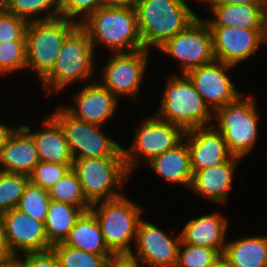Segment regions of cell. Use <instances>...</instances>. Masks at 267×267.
Listing matches in <instances>:
<instances>
[{
	"label": "cell",
	"instance_id": "cell-1",
	"mask_svg": "<svg viewBox=\"0 0 267 267\" xmlns=\"http://www.w3.org/2000/svg\"><path fill=\"white\" fill-rule=\"evenodd\" d=\"M79 25L93 47L101 44L114 53L144 49L135 8L101 6Z\"/></svg>",
	"mask_w": 267,
	"mask_h": 267
},
{
	"label": "cell",
	"instance_id": "cell-2",
	"mask_svg": "<svg viewBox=\"0 0 267 267\" xmlns=\"http://www.w3.org/2000/svg\"><path fill=\"white\" fill-rule=\"evenodd\" d=\"M136 13L144 49H158L198 16L184 0H138Z\"/></svg>",
	"mask_w": 267,
	"mask_h": 267
},
{
	"label": "cell",
	"instance_id": "cell-3",
	"mask_svg": "<svg viewBox=\"0 0 267 267\" xmlns=\"http://www.w3.org/2000/svg\"><path fill=\"white\" fill-rule=\"evenodd\" d=\"M166 86L159 114H156L158 118L178 125L185 132L213 125L214 112L209 109L186 74H182V77L171 76ZM211 120L213 121L210 122Z\"/></svg>",
	"mask_w": 267,
	"mask_h": 267
},
{
	"label": "cell",
	"instance_id": "cell-4",
	"mask_svg": "<svg viewBox=\"0 0 267 267\" xmlns=\"http://www.w3.org/2000/svg\"><path fill=\"white\" fill-rule=\"evenodd\" d=\"M94 47L87 32L78 25L64 40L51 71L41 80L50 95L75 81L90 79L95 71ZM53 89V90H52Z\"/></svg>",
	"mask_w": 267,
	"mask_h": 267
},
{
	"label": "cell",
	"instance_id": "cell-5",
	"mask_svg": "<svg viewBox=\"0 0 267 267\" xmlns=\"http://www.w3.org/2000/svg\"><path fill=\"white\" fill-rule=\"evenodd\" d=\"M94 213L106 246L113 254H130L131 241H136L137 226L143 209L124 195L93 203Z\"/></svg>",
	"mask_w": 267,
	"mask_h": 267
},
{
	"label": "cell",
	"instance_id": "cell-6",
	"mask_svg": "<svg viewBox=\"0 0 267 267\" xmlns=\"http://www.w3.org/2000/svg\"><path fill=\"white\" fill-rule=\"evenodd\" d=\"M79 25L58 17L29 21L26 28V68H32L42 80L54 66L65 38Z\"/></svg>",
	"mask_w": 267,
	"mask_h": 267
},
{
	"label": "cell",
	"instance_id": "cell-7",
	"mask_svg": "<svg viewBox=\"0 0 267 267\" xmlns=\"http://www.w3.org/2000/svg\"><path fill=\"white\" fill-rule=\"evenodd\" d=\"M71 169L76 173L83 193L91 204L122 196L114 186L122 189L130 174L124 157L75 159Z\"/></svg>",
	"mask_w": 267,
	"mask_h": 267
},
{
	"label": "cell",
	"instance_id": "cell-8",
	"mask_svg": "<svg viewBox=\"0 0 267 267\" xmlns=\"http://www.w3.org/2000/svg\"><path fill=\"white\" fill-rule=\"evenodd\" d=\"M254 98L243 99L218 108L214 112L217 126L223 135L229 152L236 157L243 158L254 148L258 137V111Z\"/></svg>",
	"mask_w": 267,
	"mask_h": 267
},
{
	"label": "cell",
	"instance_id": "cell-9",
	"mask_svg": "<svg viewBox=\"0 0 267 267\" xmlns=\"http://www.w3.org/2000/svg\"><path fill=\"white\" fill-rule=\"evenodd\" d=\"M52 116L65 133L73 160L123 157L122 146L104 134L101 125L75 118L62 106Z\"/></svg>",
	"mask_w": 267,
	"mask_h": 267
},
{
	"label": "cell",
	"instance_id": "cell-10",
	"mask_svg": "<svg viewBox=\"0 0 267 267\" xmlns=\"http://www.w3.org/2000/svg\"><path fill=\"white\" fill-rule=\"evenodd\" d=\"M135 130V138L132 142L133 145L129 148L130 150L122 147L123 157L129 173L141 162L140 157H143L148 164L153 157L178 145L186 133L178 125L157 116L146 117Z\"/></svg>",
	"mask_w": 267,
	"mask_h": 267
},
{
	"label": "cell",
	"instance_id": "cell-11",
	"mask_svg": "<svg viewBox=\"0 0 267 267\" xmlns=\"http://www.w3.org/2000/svg\"><path fill=\"white\" fill-rule=\"evenodd\" d=\"M158 50L178 59L182 74L215 60L211 30L207 22L199 16Z\"/></svg>",
	"mask_w": 267,
	"mask_h": 267
},
{
	"label": "cell",
	"instance_id": "cell-12",
	"mask_svg": "<svg viewBox=\"0 0 267 267\" xmlns=\"http://www.w3.org/2000/svg\"><path fill=\"white\" fill-rule=\"evenodd\" d=\"M148 52L147 49H141L134 52L113 53L103 68L102 80L99 82L117 98L121 96L136 98L147 69Z\"/></svg>",
	"mask_w": 267,
	"mask_h": 267
},
{
	"label": "cell",
	"instance_id": "cell-13",
	"mask_svg": "<svg viewBox=\"0 0 267 267\" xmlns=\"http://www.w3.org/2000/svg\"><path fill=\"white\" fill-rule=\"evenodd\" d=\"M234 67L214 60L186 73L194 84L196 91L214 112L218 108L236 101L241 96V93L239 94L235 89V84L231 82L229 75H227L228 70Z\"/></svg>",
	"mask_w": 267,
	"mask_h": 267
},
{
	"label": "cell",
	"instance_id": "cell-14",
	"mask_svg": "<svg viewBox=\"0 0 267 267\" xmlns=\"http://www.w3.org/2000/svg\"><path fill=\"white\" fill-rule=\"evenodd\" d=\"M4 234L11 253H42L51 250L45 225L17 208L0 215Z\"/></svg>",
	"mask_w": 267,
	"mask_h": 267
},
{
	"label": "cell",
	"instance_id": "cell-15",
	"mask_svg": "<svg viewBox=\"0 0 267 267\" xmlns=\"http://www.w3.org/2000/svg\"><path fill=\"white\" fill-rule=\"evenodd\" d=\"M168 236L156 225L140 219L136 233V251L130 254L148 267H176L180 234Z\"/></svg>",
	"mask_w": 267,
	"mask_h": 267
},
{
	"label": "cell",
	"instance_id": "cell-16",
	"mask_svg": "<svg viewBox=\"0 0 267 267\" xmlns=\"http://www.w3.org/2000/svg\"><path fill=\"white\" fill-rule=\"evenodd\" d=\"M215 60L237 66L257 53L263 44V29L209 26Z\"/></svg>",
	"mask_w": 267,
	"mask_h": 267
},
{
	"label": "cell",
	"instance_id": "cell-17",
	"mask_svg": "<svg viewBox=\"0 0 267 267\" xmlns=\"http://www.w3.org/2000/svg\"><path fill=\"white\" fill-rule=\"evenodd\" d=\"M185 137L193 174L225 163L233 157L222 133L214 125L191 129L185 133Z\"/></svg>",
	"mask_w": 267,
	"mask_h": 267
},
{
	"label": "cell",
	"instance_id": "cell-18",
	"mask_svg": "<svg viewBox=\"0 0 267 267\" xmlns=\"http://www.w3.org/2000/svg\"><path fill=\"white\" fill-rule=\"evenodd\" d=\"M75 94V106H63L75 118L104 125L114 117L119 99L101 83L91 82Z\"/></svg>",
	"mask_w": 267,
	"mask_h": 267
},
{
	"label": "cell",
	"instance_id": "cell-19",
	"mask_svg": "<svg viewBox=\"0 0 267 267\" xmlns=\"http://www.w3.org/2000/svg\"><path fill=\"white\" fill-rule=\"evenodd\" d=\"M240 159L233 156L225 163L196 171L190 189L216 204H226Z\"/></svg>",
	"mask_w": 267,
	"mask_h": 267
},
{
	"label": "cell",
	"instance_id": "cell-20",
	"mask_svg": "<svg viewBox=\"0 0 267 267\" xmlns=\"http://www.w3.org/2000/svg\"><path fill=\"white\" fill-rule=\"evenodd\" d=\"M40 158L31 135L19 126L0 153L2 172L30 175Z\"/></svg>",
	"mask_w": 267,
	"mask_h": 267
},
{
	"label": "cell",
	"instance_id": "cell-21",
	"mask_svg": "<svg viewBox=\"0 0 267 267\" xmlns=\"http://www.w3.org/2000/svg\"><path fill=\"white\" fill-rule=\"evenodd\" d=\"M211 213L191 219L182 229V243L208 247L223 254L226 245L228 221L219 213Z\"/></svg>",
	"mask_w": 267,
	"mask_h": 267
},
{
	"label": "cell",
	"instance_id": "cell-22",
	"mask_svg": "<svg viewBox=\"0 0 267 267\" xmlns=\"http://www.w3.org/2000/svg\"><path fill=\"white\" fill-rule=\"evenodd\" d=\"M43 128L31 132V127H22L31 135L40 161L72 164L73 156L59 122L51 115L43 121Z\"/></svg>",
	"mask_w": 267,
	"mask_h": 267
},
{
	"label": "cell",
	"instance_id": "cell-23",
	"mask_svg": "<svg viewBox=\"0 0 267 267\" xmlns=\"http://www.w3.org/2000/svg\"><path fill=\"white\" fill-rule=\"evenodd\" d=\"M148 163L154 172L169 182L187 186L186 188L191 187L193 173L185 139L175 147L153 157Z\"/></svg>",
	"mask_w": 267,
	"mask_h": 267
},
{
	"label": "cell",
	"instance_id": "cell-24",
	"mask_svg": "<svg viewBox=\"0 0 267 267\" xmlns=\"http://www.w3.org/2000/svg\"><path fill=\"white\" fill-rule=\"evenodd\" d=\"M212 19L205 20L209 26H228L243 29H263L267 5L209 4Z\"/></svg>",
	"mask_w": 267,
	"mask_h": 267
},
{
	"label": "cell",
	"instance_id": "cell-25",
	"mask_svg": "<svg viewBox=\"0 0 267 267\" xmlns=\"http://www.w3.org/2000/svg\"><path fill=\"white\" fill-rule=\"evenodd\" d=\"M62 243L96 255H113L105 244L100 225L91 210L81 213Z\"/></svg>",
	"mask_w": 267,
	"mask_h": 267
},
{
	"label": "cell",
	"instance_id": "cell-26",
	"mask_svg": "<svg viewBox=\"0 0 267 267\" xmlns=\"http://www.w3.org/2000/svg\"><path fill=\"white\" fill-rule=\"evenodd\" d=\"M223 254L234 267H267V236H245L228 242Z\"/></svg>",
	"mask_w": 267,
	"mask_h": 267
},
{
	"label": "cell",
	"instance_id": "cell-27",
	"mask_svg": "<svg viewBox=\"0 0 267 267\" xmlns=\"http://www.w3.org/2000/svg\"><path fill=\"white\" fill-rule=\"evenodd\" d=\"M82 212L76 206L51 200L44 223L48 241L52 245L63 242Z\"/></svg>",
	"mask_w": 267,
	"mask_h": 267
},
{
	"label": "cell",
	"instance_id": "cell-28",
	"mask_svg": "<svg viewBox=\"0 0 267 267\" xmlns=\"http://www.w3.org/2000/svg\"><path fill=\"white\" fill-rule=\"evenodd\" d=\"M3 7L28 22L51 20L60 17L59 0H6ZM41 12H46V16H43Z\"/></svg>",
	"mask_w": 267,
	"mask_h": 267
},
{
	"label": "cell",
	"instance_id": "cell-29",
	"mask_svg": "<svg viewBox=\"0 0 267 267\" xmlns=\"http://www.w3.org/2000/svg\"><path fill=\"white\" fill-rule=\"evenodd\" d=\"M52 201L63 202L80 208L83 212L90 210L91 203L86 199L76 173L70 169L49 190Z\"/></svg>",
	"mask_w": 267,
	"mask_h": 267
},
{
	"label": "cell",
	"instance_id": "cell-30",
	"mask_svg": "<svg viewBox=\"0 0 267 267\" xmlns=\"http://www.w3.org/2000/svg\"><path fill=\"white\" fill-rule=\"evenodd\" d=\"M51 251L57 257L60 267H106L112 255H96L77 248L64 245L62 242L53 244Z\"/></svg>",
	"mask_w": 267,
	"mask_h": 267
},
{
	"label": "cell",
	"instance_id": "cell-31",
	"mask_svg": "<svg viewBox=\"0 0 267 267\" xmlns=\"http://www.w3.org/2000/svg\"><path fill=\"white\" fill-rule=\"evenodd\" d=\"M50 201L48 190L29 181L20 198L17 209L36 221L45 223Z\"/></svg>",
	"mask_w": 267,
	"mask_h": 267
},
{
	"label": "cell",
	"instance_id": "cell-32",
	"mask_svg": "<svg viewBox=\"0 0 267 267\" xmlns=\"http://www.w3.org/2000/svg\"><path fill=\"white\" fill-rule=\"evenodd\" d=\"M29 176L25 174L1 172L0 174V215L17 208Z\"/></svg>",
	"mask_w": 267,
	"mask_h": 267
},
{
	"label": "cell",
	"instance_id": "cell-33",
	"mask_svg": "<svg viewBox=\"0 0 267 267\" xmlns=\"http://www.w3.org/2000/svg\"><path fill=\"white\" fill-rule=\"evenodd\" d=\"M219 255L215 249L181 242L176 267H211Z\"/></svg>",
	"mask_w": 267,
	"mask_h": 267
},
{
	"label": "cell",
	"instance_id": "cell-34",
	"mask_svg": "<svg viewBox=\"0 0 267 267\" xmlns=\"http://www.w3.org/2000/svg\"><path fill=\"white\" fill-rule=\"evenodd\" d=\"M26 67V40L0 43V75Z\"/></svg>",
	"mask_w": 267,
	"mask_h": 267
},
{
	"label": "cell",
	"instance_id": "cell-35",
	"mask_svg": "<svg viewBox=\"0 0 267 267\" xmlns=\"http://www.w3.org/2000/svg\"><path fill=\"white\" fill-rule=\"evenodd\" d=\"M72 167V164L39 161L29 175V181L43 189L49 190Z\"/></svg>",
	"mask_w": 267,
	"mask_h": 267
},
{
	"label": "cell",
	"instance_id": "cell-36",
	"mask_svg": "<svg viewBox=\"0 0 267 267\" xmlns=\"http://www.w3.org/2000/svg\"><path fill=\"white\" fill-rule=\"evenodd\" d=\"M28 21L18 17L0 6V43L26 40L25 33Z\"/></svg>",
	"mask_w": 267,
	"mask_h": 267
},
{
	"label": "cell",
	"instance_id": "cell-37",
	"mask_svg": "<svg viewBox=\"0 0 267 267\" xmlns=\"http://www.w3.org/2000/svg\"><path fill=\"white\" fill-rule=\"evenodd\" d=\"M101 6L102 0H59L60 17L80 24ZM77 16L82 19L78 21Z\"/></svg>",
	"mask_w": 267,
	"mask_h": 267
},
{
	"label": "cell",
	"instance_id": "cell-38",
	"mask_svg": "<svg viewBox=\"0 0 267 267\" xmlns=\"http://www.w3.org/2000/svg\"><path fill=\"white\" fill-rule=\"evenodd\" d=\"M15 267H60L59 261L50 250L42 253H27L14 259Z\"/></svg>",
	"mask_w": 267,
	"mask_h": 267
},
{
	"label": "cell",
	"instance_id": "cell-39",
	"mask_svg": "<svg viewBox=\"0 0 267 267\" xmlns=\"http://www.w3.org/2000/svg\"><path fill=\"white\" fill-rule=\"evenodd\" d=\"M141 261L131 254H113L107 262L106 267H141Z\"/></svg>",
	"mask_w": 267,
	"mask_h": 267
},
{
	"label": "cell",
	"instance_id": "cell-40",
	"mask_svg": "<svg viewBox=\"0 0 267 267\" xmlns=\"http://www.w3.org/2000/svg\"><path fill=\"white\" fill-rule=\"evenodd\" d=\"M15 256L11 253L4 234V228L0 219V267H7L14 263Z\"/></svg>",
	"mask_w": 267,
	"mask_h": 267
},
{
	"label": "cell",
	"instance_id": "cell-41",
	"mask_svg": "<svg viewBox=\"0 0 267 267\" xmlns=\"http://www.w3.org/2000/svg\"><path fill=\"white\" fill-rule=\"evenodd\" d=\"M138 0H102L103 7L135 8Z\"/></svg>",
	"mask_w": 267,
	"mask_h": 267
},
{
	"label": "cell",
	"instance_id": "cell-42",
	"mask_svg": "<svg viewBox=\"0 0 267 267\" xmlns=\"http://www.w3.org/2000/svg\"><path fill=\"white\" fill-rule=\"evenodd\" d=\"M210 4H227V5H267L265 0H212Z\"/></svg>",
	"mask_w": 267,
	"mask_h": 267
},
{
	"label": "cell",
	"instance_id": "cell-43",
	"mask_svg": "<svg viewBox=\"0 0 267 267\" xmlns=\"http://www.w3.org/2000/svg\"><path fill=\"white\" fill-rule=\"evenodd\" d=\"M17 127H10L9 125H4L0 123V153L3 147L6 145L8 139L12 133L16 130Z\"/></svg>",
	"mask_w": 267,
	"mask_h": 267
},
{
	"label": "cell",
	"instance_id": "cell-44",
	"mask_svg": "<svg viewBox=\"0 0 267 267\" xmlns=\"http://www.w3.org/2000/svg\"><path fill=\"white\" fill-rule=\"evenodd\" d=\"M211 267H234L224 254H220Z\"/></svg>",
	"mask_w": 267,
	"mask_h": 267
},
{
	"label": "cell",
	"instance_id": "cell-45",
	"mask_svg": "<svg viewBox=\"0 0 267 267\" xmlns=\"http://www.w3.org/2000/svg\"><path fill=\"white\" fill-rule=\"evenodd\" d=\"M263 42H267V8L264 13V24H263Z\"/></svg>",
	"mask_w": 267,
	"mask_h": 267
},
{
	"label": "cell",
	"instance_id": "cell-46",
	"mask_svg": "<svg viewBox=\"0 0 267 267\" xmlns=\"http://www.w3.org/2000/svg\"><path fill=\"white\" fill-rule=\"evenodd\" d=\"M6 0H0V6H3L5 4Z\"/></svg>",
	"mask_w": 267,
	"mask_h": 267
},
{
	"label": "cell",
	"instance_id": "cell-47",
	"mask_svg": "<svg viewBox=\"0 0 267 267\" xmlns=\"http://www.w3.org/2000/svg\"><path fill=\"white\" fill-rule=\"evenodd\" d=\"M186 2V0H184ZM202 1V0H201ZM208 2V4H210L212 2V0H205Z\"/></svg>",
	"mask_w": 267,
	"mask_h": 267
},
{
	"label": "cell",
	"instance_id": "cell-48",
	"mask_svg": "<svg viewBox=\"0 0 267 267\" xmlns=\"http://www.w3.org/2000/svg\"><path fill=\"white\" fill-rule=\"evenodd\" d=\"M7 267H15V266H14V263H13V264H11V265H9V266H7Z\"/></svg>",
	"mask_w": 267,
	"mask_h": 267
}]
</instances>
